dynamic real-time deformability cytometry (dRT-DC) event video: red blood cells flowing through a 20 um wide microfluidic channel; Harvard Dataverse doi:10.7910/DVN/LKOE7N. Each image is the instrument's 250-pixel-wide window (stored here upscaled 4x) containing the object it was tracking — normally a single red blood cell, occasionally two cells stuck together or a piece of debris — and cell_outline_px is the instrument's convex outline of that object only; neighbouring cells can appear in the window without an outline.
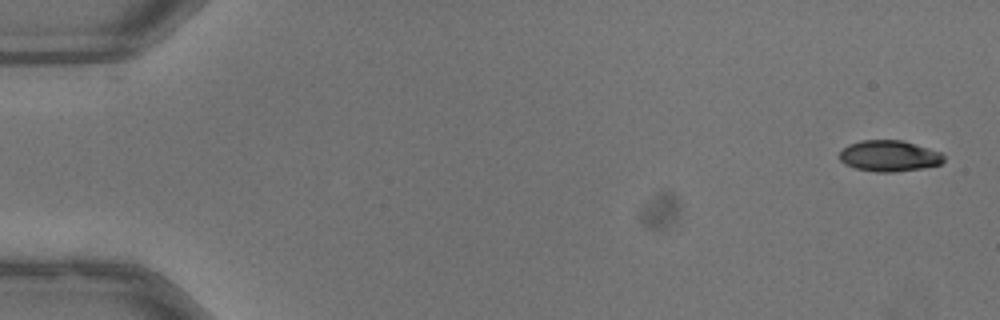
{"species": "common noctule bat (a hibernating species)", "species_latin": "Nyctalus noctula", "temperature_condition": "warm", "stored_images_in_passage": 48, "camera_frame_rate_fps": 3000, "um_per_image_px": 0.085, "animal": {"sex": "male", "body_mass_g": 13.3}, "frame": {"image": 1, "passage_image": 1, "time_ms": 0.0, "image_size_px": [1000, 320], "cell_outline_px": [[944, 160], [940, 164], [924, 168], [892, 172], [876, 172], [856, 168], [844, 164], [840, 160], [840, 152], [848, 144], [860, 140], [900, 140], [940, 152], [944, 156]], "centroid_in_image_um": [75.55, 13.26], "position_along_channel_um": 9.4, "area_um2": 18.73}}
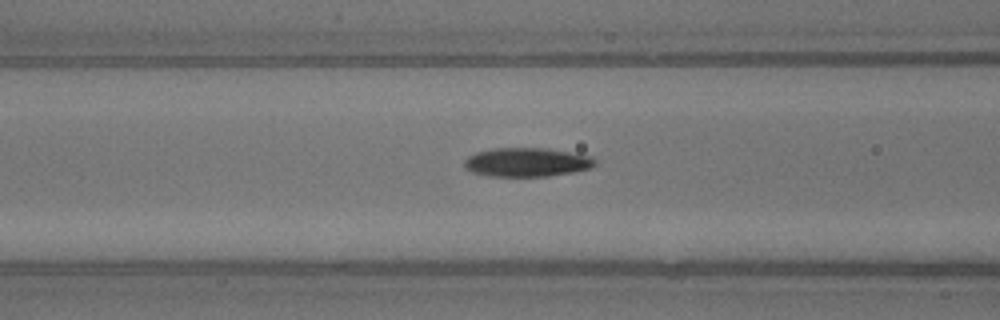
{"frame": {"image": 2, "passage_image": 21, "time_ms": 6.667, "image_size_px": [1000, 320], "cell_outline_px": [[596, 164], [592, 168], [572, 172], [548, 176], [488, 176], [472, 172], [464, 168], [464, 160], [468, 156], [476, 152], [492, 148], [548, 148], [592, 156], [596, 160]], "centroid_in_image_um": [44.78, 13.78], "position_along_channel_um": 121.8, "area_um2": 22.2}}
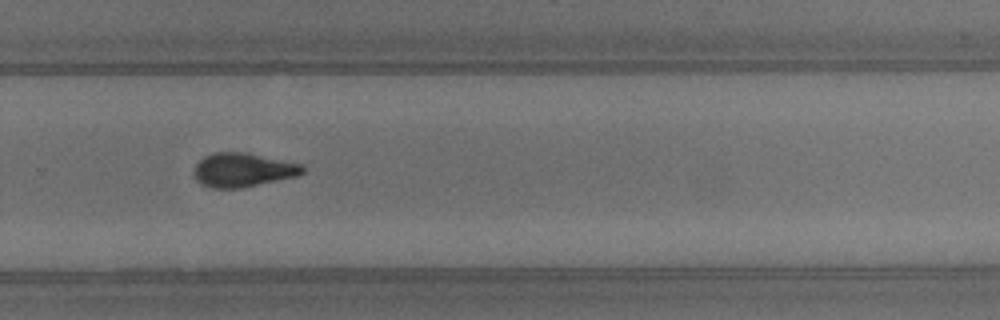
{"frame": {"image": 3, "passage_image": 35, "time_ms": 11.333, "image_size_px": [1000, 320], "cell_outline_px": [[308, 168], [304, 172], [296, 176], [244, 188], [216, 188], [200, 184], [196, 180], [192, 172], [196, 164], [204, 156], [212, 152], [248, 152], [304, 164]], "centroid_in_image_um": [20.67, 14.43], "position_along_channel_um": 309.1, "area_um2": 21.96}, "authors_computed_cell_mechanics": {"area_um2": 21.1548, "velocity_mm_per_s": 4.0184, "shape_relaxation_time_tau1_ms": 5.0875, "shape_relaxation_time_tau2_ms": 3.9099, "deformation_change_tau1": 0.1769, "deformation_change_tau2": 0.1081}}